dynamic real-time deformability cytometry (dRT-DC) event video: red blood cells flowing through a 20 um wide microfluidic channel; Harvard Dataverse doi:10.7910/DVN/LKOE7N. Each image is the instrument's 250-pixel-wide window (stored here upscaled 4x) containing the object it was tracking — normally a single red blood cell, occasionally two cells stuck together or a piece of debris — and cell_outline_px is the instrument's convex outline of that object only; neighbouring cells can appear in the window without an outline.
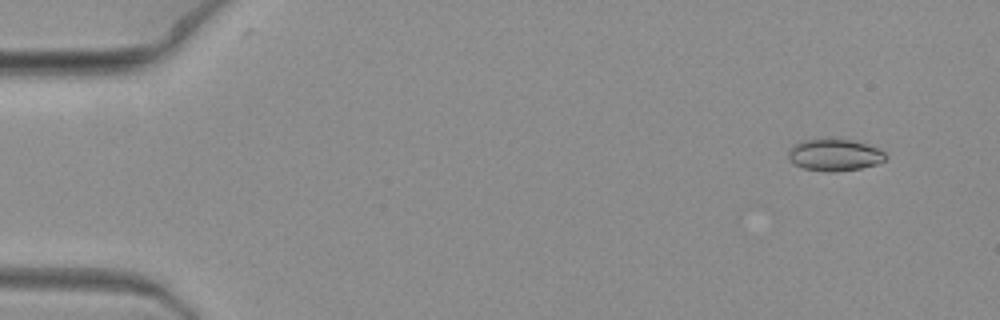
{"species": "common noctule bat (a hibernating species)", "species_latin": "Nyctalus noctula", "temperature_condition": "warm", "stored_images_in_passage": 9, "camera_frame_rate_fps": 3000, "um_per_image_px": 0.085, "animal": {"sex": "female", "body_mass_g": 19.3, "forearm_length_mm": 54.1}, "frame": {"image": 1, "passage_image": 2, "time_ms": 0.333, "image_size_px": [1000, 320], "cell_outline_px": [[888, 156], [884, 160], [876, 164], [860, 168], [832, 172], [804, 168], [796, 164], [788, 156], [788, 152], [792, 144], [804, 140], [852, 140], [880, 148]], "centroid_in_image_um": [70.97, 13.17], "position_along_channel_um": 14.0, "area_um2": 17.69}}
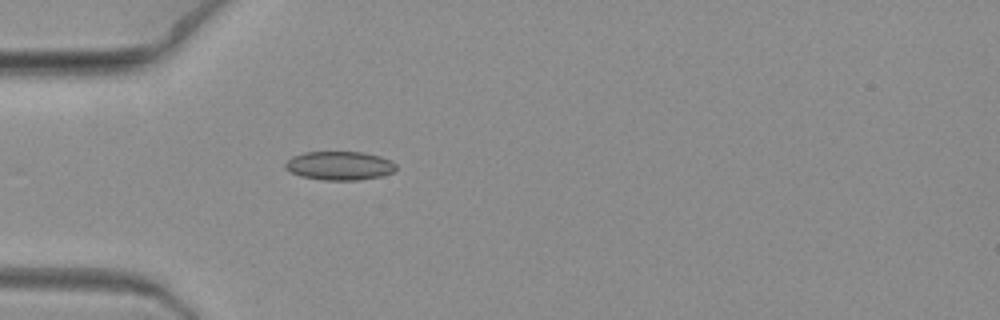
{"frame": {"image": 2, "passage_image": 6, "time_ms": 1.667, "image_size_px": [1000, 320], "cell_outline_px": [[396, 172], [380, 176], [360, 180], [324, 180], [300, 176], [284, 168], [284, 164], [292, 156], [304, 152], [364, 152], [380, 156], [392, 160], [396, 164]], "centroid_in_image_um": [28.89, 14.08], "position_along_channel_um": 56.1, "area_um2": 18.73}}
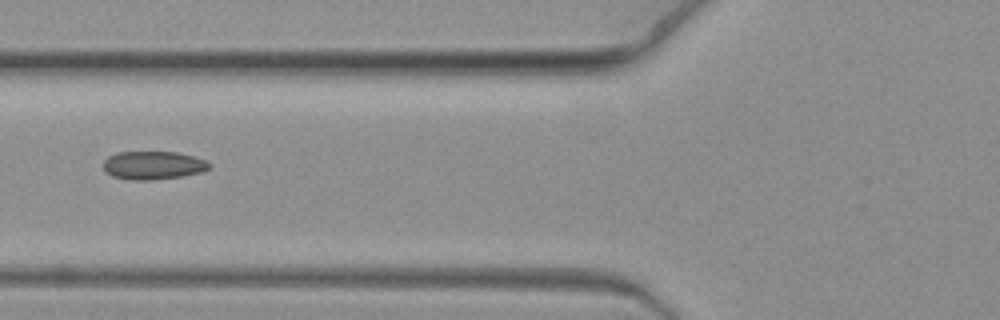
{"frame": {"image": 3, "passage_image": 8, "time_ms": 2.333, "image_size_px": [1000, 320], "cell_outline_px": [[212, 168], [204, 172], [180, 176], [152, 180], [128, 180], [112, 176], [104, 172], [104, 160], [108, 156], [116, 152], [176, 152], [196, 156], [212, 164]], "centroid_in_image_um": [13.04, 14.05], "position_along_channel_um": 112.8, "area_um2": 17.74}}